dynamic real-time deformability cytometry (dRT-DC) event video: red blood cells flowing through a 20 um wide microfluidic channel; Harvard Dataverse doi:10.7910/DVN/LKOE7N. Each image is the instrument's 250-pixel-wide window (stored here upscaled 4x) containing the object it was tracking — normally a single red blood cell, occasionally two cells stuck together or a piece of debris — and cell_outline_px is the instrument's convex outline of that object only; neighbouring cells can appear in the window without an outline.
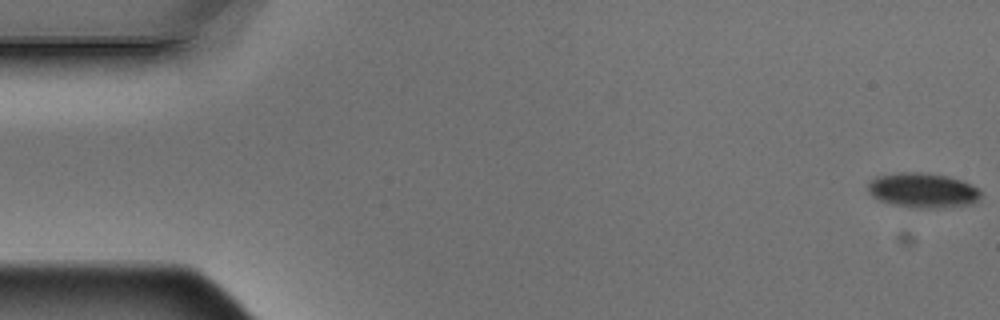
{"species": "Egyptian fruit bat (a non-hibernating species)", "species_latin": "Rousettus aegyptiacus", "temperature_condition": "warm", "stored_images_in_passage": 14, "camera_frame_rate_fps": 3000, "um_per_image_px": 0.085, "animal": {"sex": "male"}, "frame": {"image": 1, "passage_image": 1, "time_ms": 0.0, "image_size_px": [1000, 320], "cell_outline_px": [[980, 200], [972, 204], [944, 208], [920, 208], [892, 204], [880, 200], [872, 196], [868, 192], [868, 184], [876, 176], [904, 172], [924, 172], [948, 176], [964, 180], [980, 188]], "centroid_in_image_um": [78.5, 16.18], "position_along_channel_um": 6.5, "area_um2": 23.18}}
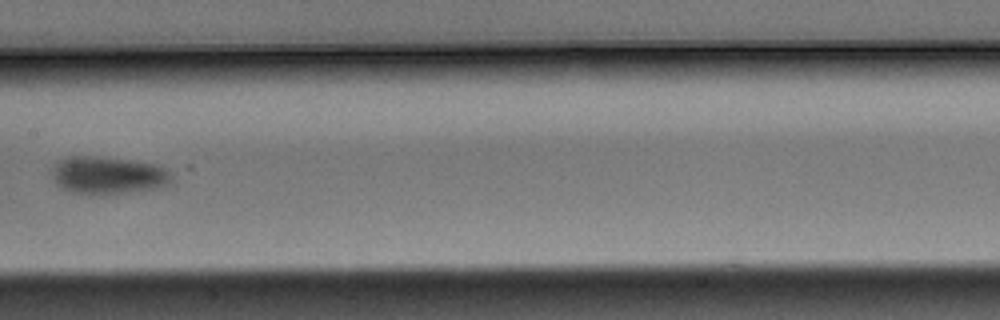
{"frame": {"image": 2, "passage_image": 8, "time_ms": 2.333, "image_size_px": [1000, 320], "cell_outline_px": [[172, 184], [156, 188], [100, 196], [92, 196], [72, 192], [60, 188], [52, 180], [52, 168], [56, 164], [68, 156], [96, 156], [128, 160], [156, 164], [172, 172]], "centroid_in_image_um": [9.18, 14.93], "position_along_channel_um": 198.2, "area_um2": 26.7}}
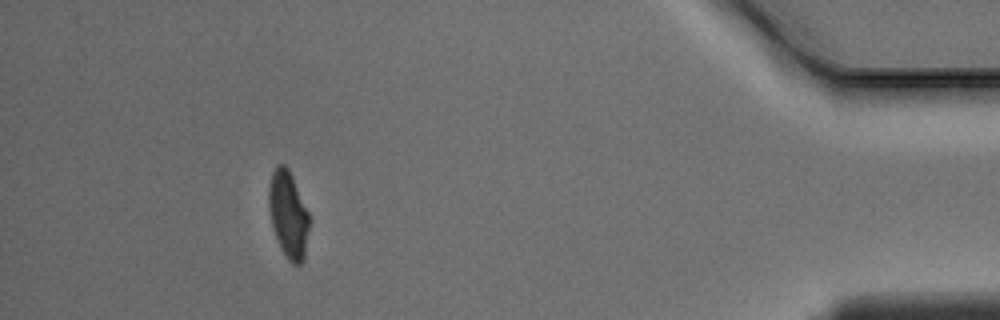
{"frame": {"image": 3, "passage_image": 14, "time_ms": 4.333, "image_size_px": [1000, 320], "cell_outline_px": [[308, 228], [304, 260], [300, 264], [292, 264], [288, 260], [280, 248], [272, 224], [268, 208], [268, 188], [272, 172], [276, 164], [284, 164], [288, 168], [292, 176], [308, 212]], "centroid_in_image_um": [24.48, 18.22], "position_along_channel_um": 410.7, "area_um2": 20.29}}